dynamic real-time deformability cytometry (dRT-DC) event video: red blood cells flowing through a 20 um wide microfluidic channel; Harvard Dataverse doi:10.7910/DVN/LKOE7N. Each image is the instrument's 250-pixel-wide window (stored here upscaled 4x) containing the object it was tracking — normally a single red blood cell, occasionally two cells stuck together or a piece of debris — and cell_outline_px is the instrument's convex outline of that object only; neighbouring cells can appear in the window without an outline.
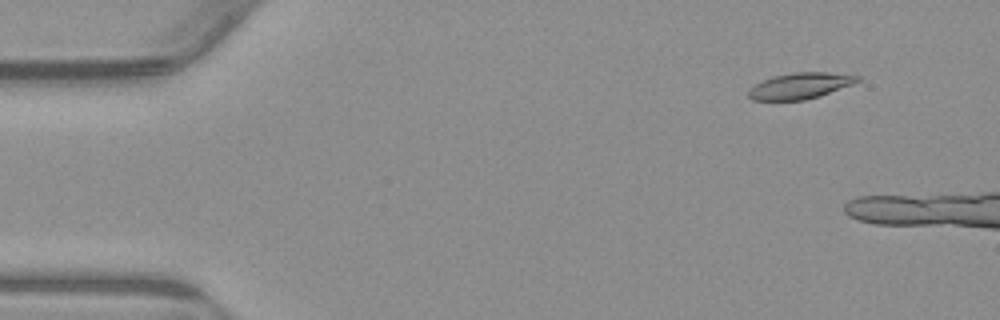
{"species": "common noctule bat (a hibernating species)", "species_latin": "Nyctalus noctula", "temperature_condition": "warm", "stored_images_in_passage": 7, "camera_frame_rate_fps": 3000, "um_per_image_px": 0.085, "animal": {"sex": "male", "body_mass_g": 23.1, "forearm_length_mm": 52.7}, "frame": {"image": 1, "passage_image": 2, "time_ms": 0.333, "image_size_px": [1000, 320], "cell_outline_px": [[860, 80], [852, 84], [820, 96], [804, 100], [752, 100], [748, 96], [748, 92], [756, 84], [772, 76], [792, 72], [828, 72], [860, 76]], "centroid_in_image_um": [68.02, 7.29], "position_along_channel_um": 17.0, "area_um2": 16.42}}